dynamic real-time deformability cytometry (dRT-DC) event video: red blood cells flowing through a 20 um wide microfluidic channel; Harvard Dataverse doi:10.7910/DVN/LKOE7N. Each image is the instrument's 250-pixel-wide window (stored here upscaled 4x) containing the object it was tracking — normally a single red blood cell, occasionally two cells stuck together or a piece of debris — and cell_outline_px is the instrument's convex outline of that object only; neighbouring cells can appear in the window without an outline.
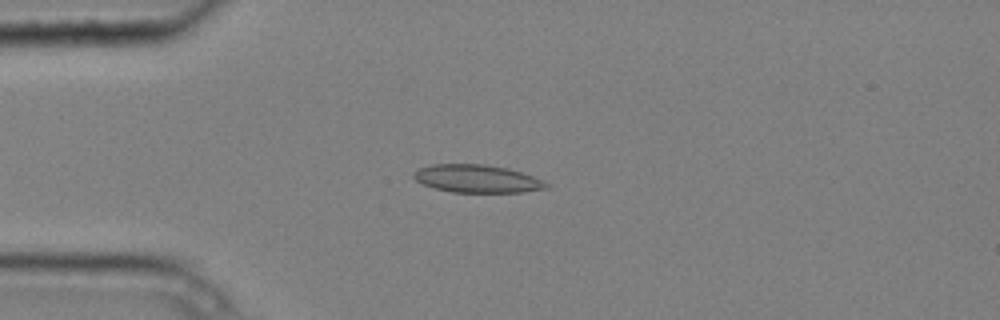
{"species": "common noctule bat (a hibernating species)", "species_latin": "Nyctalus noctula", "temperature_condition": "cold", "stored_images_in_passage": 3, "camera_frame_rate_fps": 3000, "um_per_image_px": 0.085, "animal": {"sex": "male", "body_mass_g": 20.4}, "frame": {"image": 1, "passage_image": 2, "time_ms": 0.333, "image_size_px": [1000, 320], "cell_outline_px": [[552, 188], [524, 192], [452, 192], [436, 188], [424, 184], [416, 180], [412, 176], [412, 172], [420, 168], [432, 164], [484, 164], [508, 168], [532, 176], [548, 184]], "centroid_in_image_um": [40.56, 15.19], "position_along_channel_um": 44.4, "area_um2": 21.44}}